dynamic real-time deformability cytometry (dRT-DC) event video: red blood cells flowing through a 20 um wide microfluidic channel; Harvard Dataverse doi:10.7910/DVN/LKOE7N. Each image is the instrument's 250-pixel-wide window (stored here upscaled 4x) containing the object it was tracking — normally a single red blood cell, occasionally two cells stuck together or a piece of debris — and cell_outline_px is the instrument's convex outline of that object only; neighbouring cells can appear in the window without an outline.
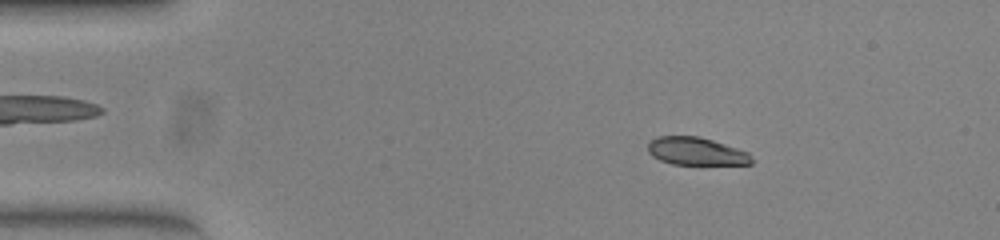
{"species": "common noctule bat (a hibernating species)", "species_latin": "Nyctalus noctula", "temperature_condition": "warm", "stored_images_in_passage": 52, "camera_frame_rate_fps": 3000, "um_per_image_px": 0.085, "animal": {"sex": "female", "body_mass_g": 23.0, "forearm_length_mm": 53.4}, "frame": {"image": 1, "passage_image": 8, "time_ms": 2.333, "image_size_px": [1000, 240], "cell_outline_px": [[752, 164], [672, 164], [660, 160], [652, 156], [648, 152], [648, 144], [656, 136], [696, 136], [712, 140], [748, 152], [752, 160]], "centroid_in_image_um": [59.14, 12.86], "position_along_channel_um": 25.9, "area_um2": 16.59}}
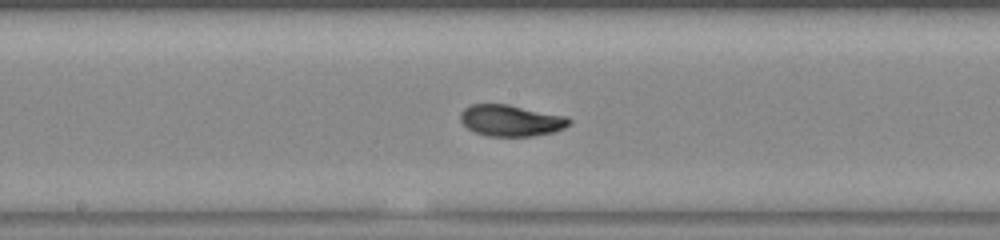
{"frame": {"image": 2, "passage_image": 27, "time_ms": 8.667, "image_size_px": [1000, 240], "cell_outline_px": [[572, 120], [564, 128], [552, 132], [532, 136], [488, 136], [476, 132], [468, 128], [460, 120], [460, 112], [464, 108], [472, 104], [508, 104], [568, 116]], "centroid_in_image_um": [43.44, 10.23], "position_along_channel_um": 204.8, "area_um2": 19.88}}
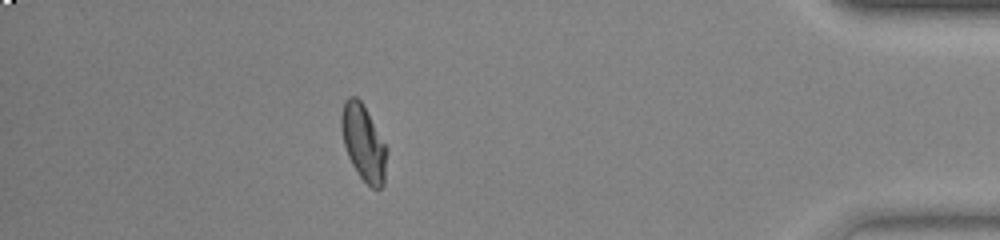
{"frame": {"image": 3, "passage_image": 46, "time_ms": 15.0, "image_size_px": [1000, 240], "cell_outline_px": [[388, 152], [384, 184], [380, 188], [372, 188], [360, 176], [352, 164], [348, 156], [344, 144], [340, 128], [340, 116], [344, 100], [348, 96], [356, 96], [364, 104], [388, 148]], "centroid_in_image_um": [30.9, 12.1], "position_along_channel_um": 404.3, "area_um2": 20.46}, "authors_computed_cell_mechanics": {"area_um2": 19.6809, "velocity_mm_per_s": 3.9117, "shape_relaxation_time_tau1_ms": 6.1869, "shape_relaxation_time_tau2_ms": 1.1147, "deformation_change_tau1": 0.2066, "deformation_change_tau2": 0.0397}}